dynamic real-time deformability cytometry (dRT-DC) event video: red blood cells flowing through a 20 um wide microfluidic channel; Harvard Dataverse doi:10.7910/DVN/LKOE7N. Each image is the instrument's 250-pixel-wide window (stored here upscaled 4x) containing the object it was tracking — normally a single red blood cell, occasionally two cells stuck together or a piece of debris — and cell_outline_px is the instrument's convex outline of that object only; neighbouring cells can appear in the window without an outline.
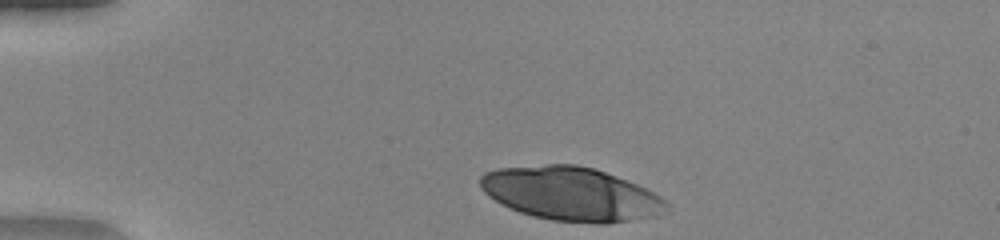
{"species": "human", "species_latin": "Homo sapiens", "temperature_condition": "warm", "stored_images_in_passage": 33, "camera_frame_rate_fps": 3000, "um_per_image_px": 0.085, "donor": {"sex": "female"}, "frame": {"image": 1, "passage_image": 1, "time_ms": 0.0, "image_size_px": [1000, 240], "cell_outline_px": [[668, 208], [656, 216], [608, 224], [596, 224], [552, 220], [532, 216], [508, 208], [500, 204], [488, 196], [480, 188], [480, 176], [484, 172], [496, 168], [548, 164], [576, 164], [592, 168], [616, 176], [636, 184], [660, 196], [668, 204]], "centroid_in_image_um": [48.49, 16.49], "position_along_channel_um": 36.5, "area_um2": 58.44}}